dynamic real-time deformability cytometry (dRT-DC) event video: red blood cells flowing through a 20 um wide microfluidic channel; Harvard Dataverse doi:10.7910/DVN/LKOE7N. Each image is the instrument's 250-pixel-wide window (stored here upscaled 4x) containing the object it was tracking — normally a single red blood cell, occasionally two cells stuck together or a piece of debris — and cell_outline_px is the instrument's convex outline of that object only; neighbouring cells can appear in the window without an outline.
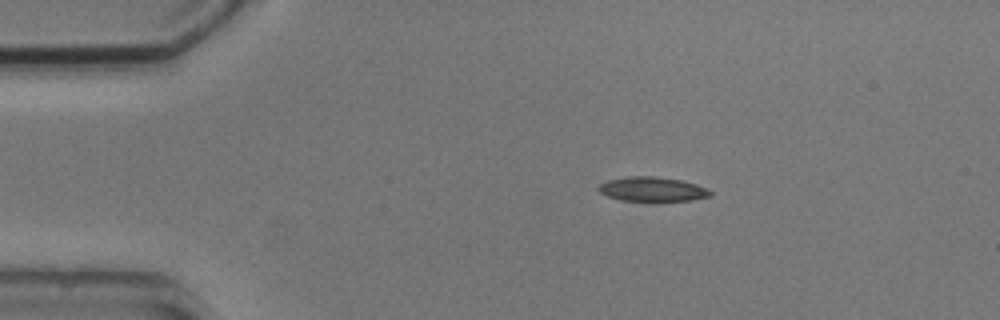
{"species": "common noctule bat (a hibernating species)", "species_latin": "Nyctalus noctula", "temperature_condition": "cold", "stored_images_in_passage": 3, "camera_frame_rate_fps": 3000, "um_per_image_px": 0.085, "animal": {"sex": "male", "body_mass_g": 20.5, "forearm_length_mm": 52.5}, "frame": {"image": 1, "passage_image": 1, "time_ms": 0.0, "image_size_px": [1000, 320], "cell_outline_px": [[712, 196], [692, 200], [620, 200], [608, 196], [600, 192], [596, 188], [600, 184], [608, 180], [628, 176], [656, 176], [680, 180], [696, 184], [712, 192]], "centroid_in_image_um": [55.43, 16.07], "position_along_channel_um": 29.6, "area_um2": 15.66}}